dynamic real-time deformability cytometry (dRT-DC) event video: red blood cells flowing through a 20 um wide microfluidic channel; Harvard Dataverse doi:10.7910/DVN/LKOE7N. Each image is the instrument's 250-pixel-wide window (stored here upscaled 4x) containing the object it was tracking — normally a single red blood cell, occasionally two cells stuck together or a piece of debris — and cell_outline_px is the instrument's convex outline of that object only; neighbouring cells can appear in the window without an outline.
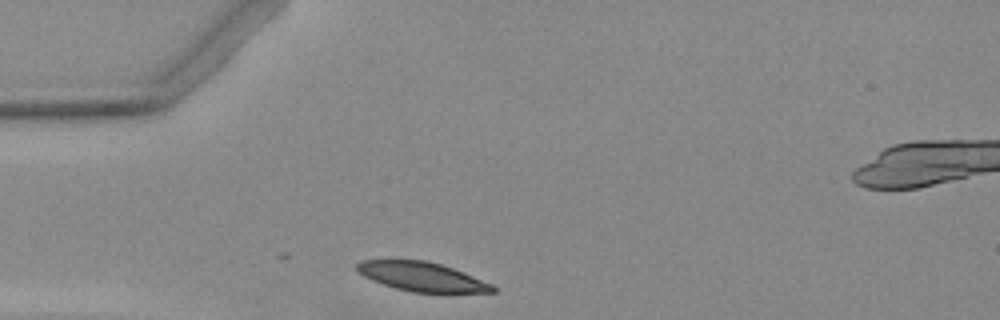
{"species": "Egyptian fruit bat (a non-hibernating species)", "species_latin": "Rousettus aegyptiacus", "temperature_condition": "warm", "stored_images_in_passage": 1, "camera_frame_rate_fps": 3000, "um_per_image_px": 0.085, "animal": {"sex": "female"}, "frame": {"image": 1, "passage_image": 1, "time_ms": 0.0, "image_size_px": [1000, 320], "cell_outline_px": [[496, 292], [412, 292], [396, 288], [372, 280], [364, 276], [356, 268], [356, 264], [360, 260], [424, 260], [440, 264], [464, 272], [492, 284], [496, 288]], "centroid_in_image_um": [35.86, 23.51], "position_along_channel_um": 49.1, "area_um2": 22.72}}